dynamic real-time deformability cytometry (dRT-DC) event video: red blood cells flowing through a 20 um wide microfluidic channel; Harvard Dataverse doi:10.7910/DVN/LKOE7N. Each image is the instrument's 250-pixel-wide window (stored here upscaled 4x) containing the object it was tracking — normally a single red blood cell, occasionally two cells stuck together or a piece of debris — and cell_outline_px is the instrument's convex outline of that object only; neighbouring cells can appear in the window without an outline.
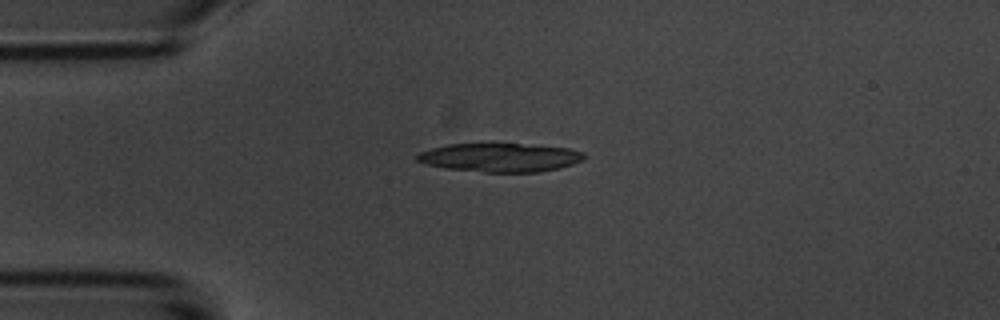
{"species": "common noctule bat (a hibernating species)", "species_latin": "Nyctalus noctula", "temperature_condition": "room temperature", "stored_images_in_passage": 4, "camera_frame_rate_fps": 3000, "um_per_image_px": 0.085, "animal": {"sex": "male", "body_mass_g": 20.1, "forearm_length_mm": 53.5}, "frame": {"image": 1, "passage_image": 4, "time_ms": 4.667, "image_size_px": [1000, 320], "cell_outline_px": [[584, 160], [560, 168], [540, 172], [484, 172], [444, 168], [424, 164], [416, 160], [416, 156], [420, 152], [432, 148], [448, 144], [520, 144], [568, 148], [584, 152]], "centroid_in_image_um": [42.5, 13.39], "position_along_channel_um": 42.5, "area_um2": 27.86}}